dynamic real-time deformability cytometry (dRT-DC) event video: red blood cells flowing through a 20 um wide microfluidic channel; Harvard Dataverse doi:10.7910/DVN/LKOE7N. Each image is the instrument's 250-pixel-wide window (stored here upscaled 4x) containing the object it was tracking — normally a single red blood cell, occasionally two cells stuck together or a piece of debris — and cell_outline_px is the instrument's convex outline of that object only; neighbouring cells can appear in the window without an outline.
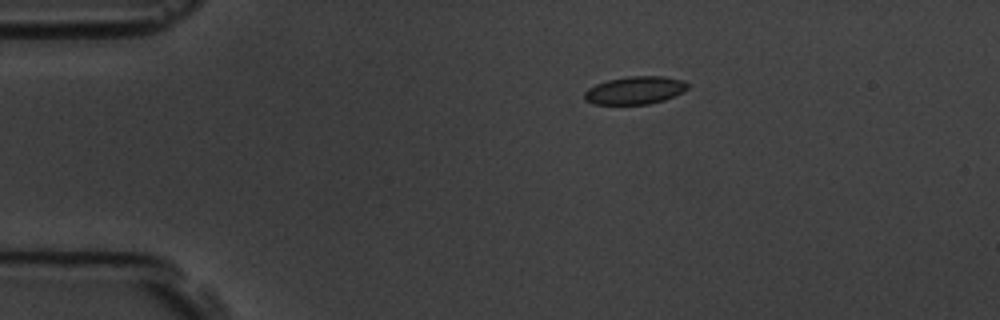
{"species": "common noctule bat (a hibernating species)", "species_latin": "Nyctalus noctula", "temperature_condition": "room temperature", "stored_images_in_passage": 47, "camera_frame_rate_fps": 3000, "um_per_image_px": 0.085, "animal": {"sex": "male", "body_mass_g": 19.5, "forearm_length_mm": 54.6}, "frame": {"image": 1, "passage_image": 1, "time_ms": 0.0, "image_size_px": [1000, 320], "cell_outline_px": [[688, 88], [684, 92], [664, 100], [648, 104], [592, 104], [584, 100], [584, 92], [588, 88], [596, 84], [608, 80], [628, 76], [664, 76], [684, 80], [688, 84]], "centroid_in_image_um": [53.98, 7.67], "position_along_channel_um": 31.0, "area_um2": 16.88}}
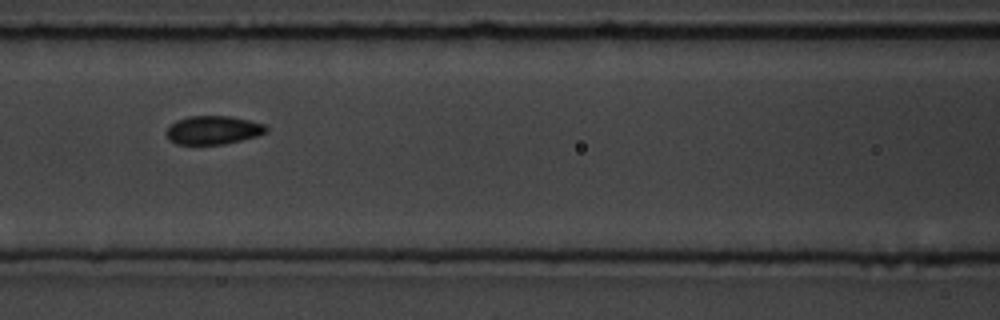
{"frame": {"image": 2, "passage_image": 15, "time_ms": 4.667, "image_size_px": [1000, 320], "cell_outline_px": [[268, 132], [256, 136], [224, 144], [176, 144], [168, 140], [164, 132], [176, 120], [188, 116], [228, 116], [248, 120], [264, 124], [268, 128]], "centroid_in_image_um": [18.09, 11.06], "position_along_channel_um": 148.5, "area_um2": 16.59}}
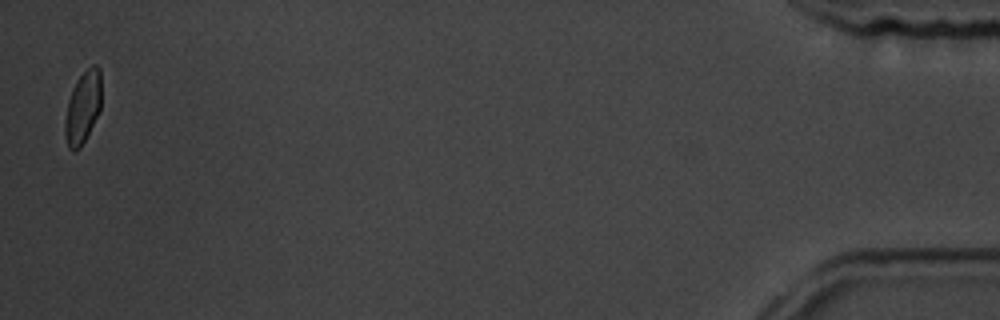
{"frame": {"image": 3, "passage_image": 46, "time_ms": 15.0, "image_size_px": [1000, 320], "cell_outline_px": [[100, 108], [80, 148], [76, 152], [72, 152], [68, 148], [64, 132], [64, 124], [68, 100], [72, 88], [76, 80], [92, 64], [96, 64], [100, 68]], "centroid_in_image_um": [7.01, 9.13], "position_along_channel_um": 428.2, "area_um2": 15.14}, "authors_computed_cell_mechanics": {"area_um2": 16.5886, "velocity_mm_per_s": 3.6149, "shape_relaxation_time_tau1_ms": 6.7964, "shape_relaxation_time_tau2_ms": 1.3331, "deformation_change_tau1": 0.1031, "deformation_change_tau2": 0.0595}}